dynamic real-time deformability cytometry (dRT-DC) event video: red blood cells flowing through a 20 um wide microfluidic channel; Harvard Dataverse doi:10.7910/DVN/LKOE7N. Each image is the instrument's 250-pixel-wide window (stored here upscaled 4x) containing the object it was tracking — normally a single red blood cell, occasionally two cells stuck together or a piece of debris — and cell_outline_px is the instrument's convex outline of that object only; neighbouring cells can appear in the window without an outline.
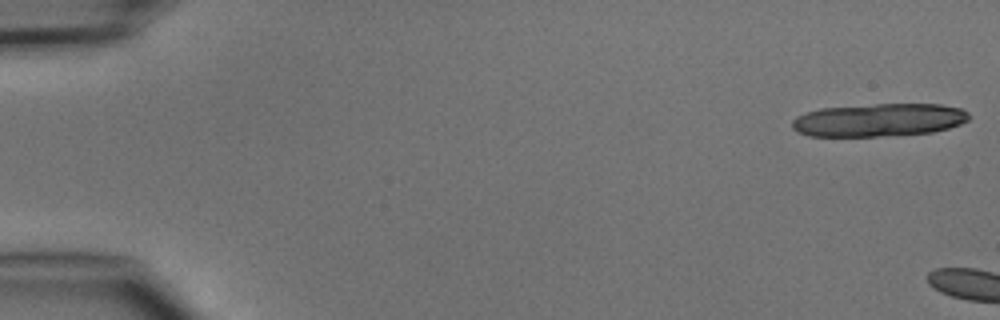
{"species": "common noctule bat (a hibernating species)", "species_latin": "Nyctalus noctula", "temperature_condition": "cold", "stored_images_in_passage": 4, "camera_frame_rate_fps": 3000, "um_per_image_px": 0.085, "animal": {"sex": "male", "body_mass_g": 15.6}, "frame": {"image": 1, "passage_image": 1, "time_ms": 0.0, "image_size_px": [1000, 320], "cell_outline_px": [[968, 120], [960, 124], [948, 128], [932, 132], [876, 136], [808, 136], [796, 132], [792, 128], [792, 120], [796, 116], [804, 112], [820, 108], [876, 104], [940, 104], [960, 108], [968, 112]], "centroid_in_image_um": [74.65, 10.19], "position_along_channel_um": 10.4, "area_um2": 34.04}}